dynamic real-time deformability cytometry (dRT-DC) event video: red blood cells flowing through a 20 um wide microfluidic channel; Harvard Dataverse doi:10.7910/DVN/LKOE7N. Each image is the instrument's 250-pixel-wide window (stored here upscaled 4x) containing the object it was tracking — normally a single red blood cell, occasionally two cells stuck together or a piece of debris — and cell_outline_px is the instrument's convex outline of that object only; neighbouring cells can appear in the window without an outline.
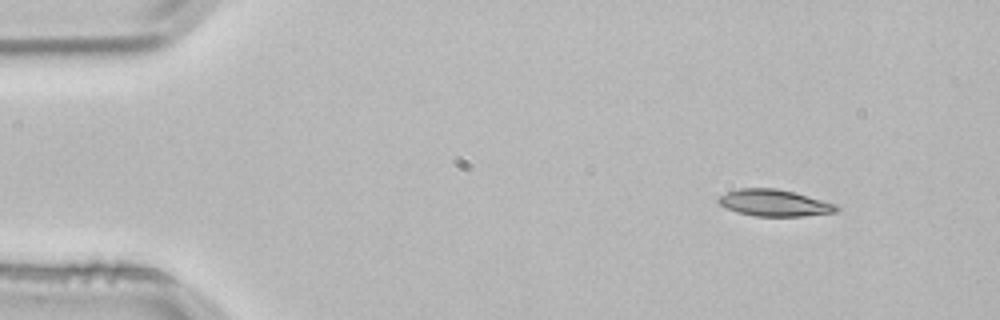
{"species": "common noctule bat (a hibernating species)", "species_latin": "Nyctalus noctula", "temperature_condition": "room temperature", "stored_images_in_passage": 3, "camera_frame_rate_fps": 3000, "um_per_image_px": 0.085, "animal": {"sex": "male", "body_mass_g": 21.5, "forearm_length_mm": 52.0}, "frame": {"image": 1, "passage_image": 1, "time_ms": 0.0, "image_size_px": [1000, 320], "cell_outline_px": [[840, 208], [836, 212], [804, 216], [756, 216], [736, 212], [720, 204], [716, 200], [724, 192], [740, 188], [776, 188], [796, 192], [836, 204]], "centroid_in_image_um": [65.82, 17.24], "position_along_channel_um": 19.2, "area_um2": 18.44}}